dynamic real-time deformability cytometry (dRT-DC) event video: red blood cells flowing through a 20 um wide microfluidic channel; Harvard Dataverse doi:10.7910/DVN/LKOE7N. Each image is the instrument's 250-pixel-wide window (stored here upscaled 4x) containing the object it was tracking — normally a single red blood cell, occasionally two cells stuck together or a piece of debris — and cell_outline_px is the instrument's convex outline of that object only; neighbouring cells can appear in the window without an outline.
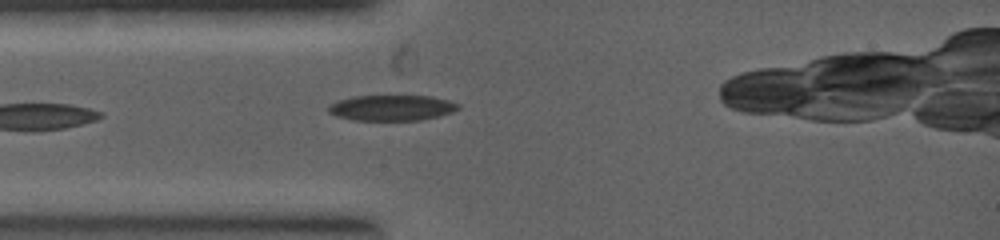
{"species": "common noctule bat (a hibernating species)", "species_latin": "Nyctalus noctula", "temperature_condition": "warm", "stored_images_in_passage": 21, "camera_frame_rate_fps": 5000, "um_per_image_px": 0.085, "animal": {"sex": "female", "body_mass_g": 19.0, "forearm_length_mm": 53.3}, "frame": {"image": 1, "passage_image": 4, "time_ms": 0.8, "image_size_px": [1000, 240], "cell_outline_px": [[460, 108], [452, 112], [440, 116], [424, 120], [352, 120], [336, 116], [328, 112], [328, 108], [332, 104], [340, 100], [356, 96], [432, 96], [448, 100], [460, 104]], "centroid_in_image_um": [33.35, 9.17], "position_along_channel_um": 51.6, "area_um2": 19.36}}